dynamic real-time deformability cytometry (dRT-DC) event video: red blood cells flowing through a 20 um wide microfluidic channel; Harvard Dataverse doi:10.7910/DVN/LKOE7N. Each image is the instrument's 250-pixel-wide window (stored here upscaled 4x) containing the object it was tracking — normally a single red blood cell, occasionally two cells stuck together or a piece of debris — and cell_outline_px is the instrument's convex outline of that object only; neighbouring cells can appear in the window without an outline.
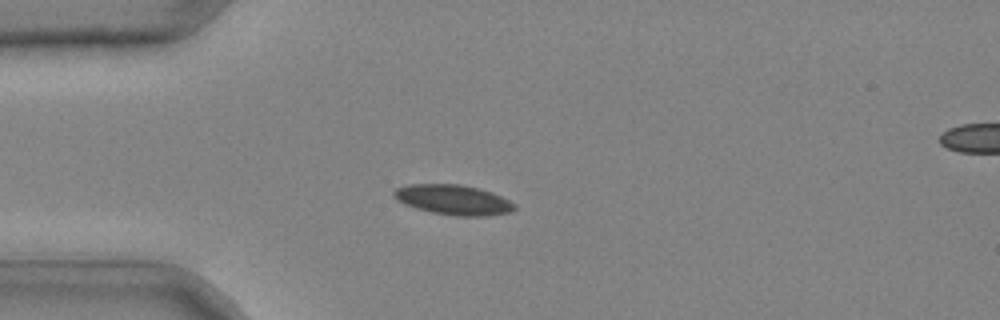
{"species": "common noctule bat (a hibernating species)", "species_latin": "Nyctalus noctula", "temperature_condition": "cold", "stored_images_in_passage": 40, "camera_frame_rate_fps": 3000, "um_per_image_px": 0.085, "animal": {"sex": "male", "body_mass_g": 20.4}, "frame": {"image": 1, "passage_image": 9, "time_ms": 2.667, "image_size_px": [1000, 320], "cell_outline_px": [[516, 208], [508, 212], [484, 216], [456, 216], [432, 212], [416, 208], [404, 204], [396, 200], [392, 196], [392, 192], [396, 188], [408, 184], [460, 184], [492, 192], [516, 204]], "centroid_in_image_um": [38.48, 16.98], "position_along_channel_um": 46.5, "area_um2": 21.04}}
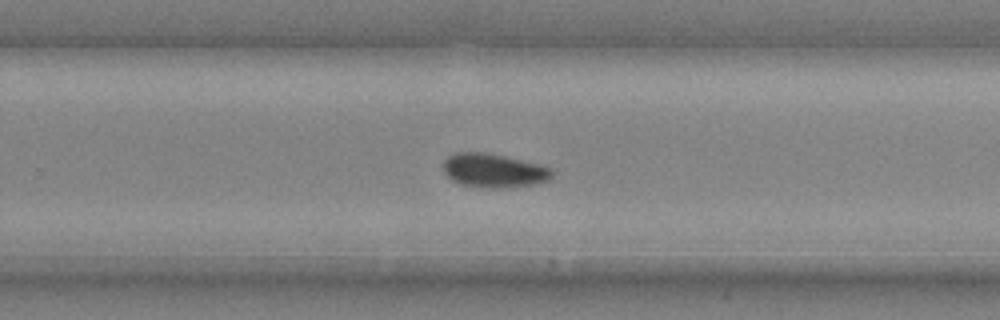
{"frame": {"image": 2, "passage_image": 26, "time_ms": 8.333, "image_size_px": [1000, 320], "cell_outline_px": [[552, 176], [548, 180], [532, 184], [504, 188], [480, 188], [460, 184], [452, 180], [444, 172], [444, 160], [452, 152], [484, 152], [504, 156], [540, 164], [552, 168]], "centroid_in_image_um": [41.94, 14.49], "position_along_channel_um": 287.9, "area_um2": 21.56}}
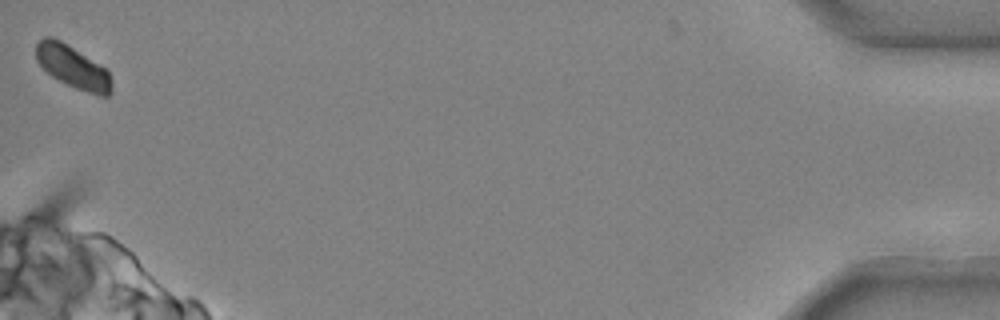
{"frame": {"image": 3, "passage_image": 40, "time_ms": 13.0, "image_size_px": [1000, 320], "cell_outline_px": [[112, 92], [108, 96], [100, 96], [76, 88], [52, 76], [36, 60], [36, 44], [44, 36], [52, 36], [60, 40], [100, 64], [108, 72], [112, 80]], "centroid_in_image_um": [6.2, 5.68], "position_along_channel_um": 429.0, "area_um2": 18.55}}